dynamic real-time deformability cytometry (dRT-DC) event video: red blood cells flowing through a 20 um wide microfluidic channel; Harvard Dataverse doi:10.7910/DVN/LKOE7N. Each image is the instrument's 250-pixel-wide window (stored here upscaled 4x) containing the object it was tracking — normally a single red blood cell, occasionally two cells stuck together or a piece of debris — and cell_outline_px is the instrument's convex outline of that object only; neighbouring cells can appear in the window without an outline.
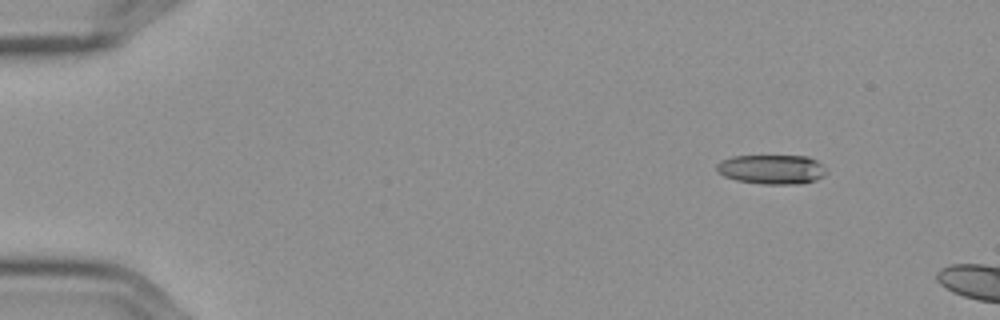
{"species": "Egyptian fruit bat (a non-hibernating species)", "species_latin": "Rousettus aegyptiacus", "temperature_condition": "cold", "stored_images_in_passage": 4, "camera_frame_rate_fps": 3000, "um_per_image_px": 0.085, "frame": {"image": 1, "passage_image": 1, "time_ms": 0.0, "image_size_px": [1000, 320], "cell_outline_px": [[828, 172], [824, 176], [816, 180], [800, 184], [764, 184], [736, 180], [724, 176], [716, 168], [716, 164], [720, 160], [732, 156], [808, 156], [816, 160]], "centroid_in_image_um": [65.6, 14.39], "position_along_channel_um": 19.4, "area_um2": 18.84}}